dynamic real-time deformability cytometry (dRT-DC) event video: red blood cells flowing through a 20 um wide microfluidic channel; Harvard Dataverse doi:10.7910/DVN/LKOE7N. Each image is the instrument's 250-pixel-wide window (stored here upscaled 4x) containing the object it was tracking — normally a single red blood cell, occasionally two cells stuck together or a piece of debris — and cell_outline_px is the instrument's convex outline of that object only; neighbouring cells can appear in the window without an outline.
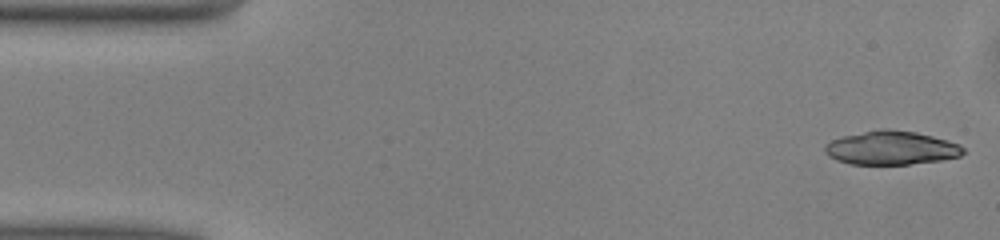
{"species": "common noctule bat (a hibernating species)", "species_latin": "Nyctalus noctula", "temperature_condition": "warm", "stored_images_in_passage": 48, "camera_frame_rate_fps": 3000, "um_per_image_px": 0.085, "animal": {"sex": "male", "body_mass_g": 13.0, "forearm_length_mm": 53.1}, "frame": {"image": 1, "passage_image": 1, "time_ms": 0.0, "image_size_px": [1000, 240], "cell_outline_px": [[964, 152], [960, 156], [940, 160], [908, 164], [848, 164], [836, 160], [828, 156], [824, 152], [824, 144], [832, 140], [844, 136], [880, 128], [888, 128], [916, 132], [932, 136], [960, 144], [964, 148]], "centroid_in_image_um": [75.73, 12.57], "position_along_channel_um": 9.3, "area_um2": 27.22}, "authors_computed_cell_mechanics": {"area_um2": 27.4839, "velocity_mm_per_s": 4.0824, "shape_relaxation_time_tau1_ms": 3.3531, "shape_relaxation_time_tau2_ms": 5.7233, "deformation_change_tau1": 0.1559, "deformation_change_tau2": 0.1126}}